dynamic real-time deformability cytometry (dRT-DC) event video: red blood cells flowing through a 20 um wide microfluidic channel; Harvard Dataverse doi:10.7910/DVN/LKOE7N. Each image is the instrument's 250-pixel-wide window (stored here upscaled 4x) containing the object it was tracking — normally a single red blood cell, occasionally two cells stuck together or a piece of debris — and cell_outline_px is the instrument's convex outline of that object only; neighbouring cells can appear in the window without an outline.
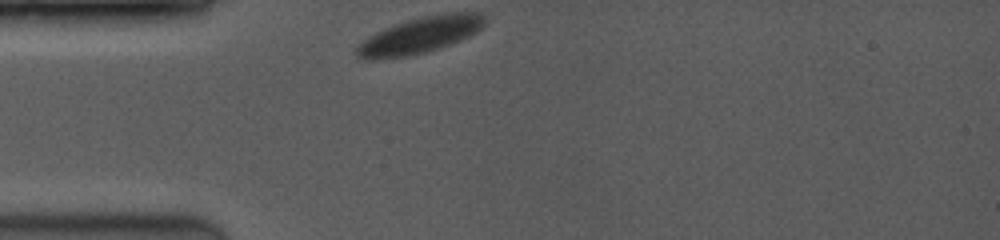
{"species": "common noctule bat (a hibernating species)", "species_latin": "Nyctalus noctula", "temperature_condition": "room temperature", "stored_images_in_passage": 11, "camera_frame_rate_fps": 3500, "um_per_image_px": 0.085, "animal": {"sex": "female", "body_mass_g": 19.0, "forearm_length_mm": 53.3}, "frame": {"image": 1, "passage_image": 1, "time_ms": 0.0, "image_size_px": [1000, 240], "cell_outline_px": [[484, 24], [476, 32], [468, 36], [440, 48], [408, 56], [376, 60], [368, 60], [356, 56], [356, 48], [368, 36], [384, 28], [408, 20], [424, 16], [452, 12], [480, 12], [484, 16]], "centroid_in_image_um": [35.67, 3.0], "position_along_channel_um": 49.3, "area_um2": 26.76}}
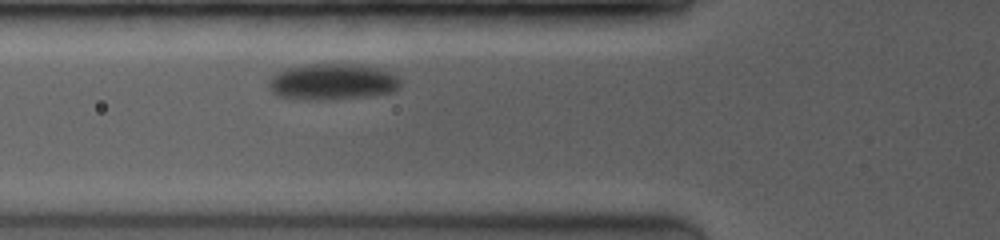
{"frame": {"image": 2, "passage_image": 7, "time_ms": 1.714, "image_size_px": [1000, 240], "cell_outline_px": [[400, 84], [392, 92], [368, 96], [320, 100], [308, 100], [280, 96], [272, 92], [272, 76], [276, 72], [288, 68], [316, 64], [352, 64], [380, 68], [396, 76], [400, 80]], "centroid_in_image_um": [28.29, 6.95], "position_along_channel_um": 97.5, "area_um2": 27.17}}